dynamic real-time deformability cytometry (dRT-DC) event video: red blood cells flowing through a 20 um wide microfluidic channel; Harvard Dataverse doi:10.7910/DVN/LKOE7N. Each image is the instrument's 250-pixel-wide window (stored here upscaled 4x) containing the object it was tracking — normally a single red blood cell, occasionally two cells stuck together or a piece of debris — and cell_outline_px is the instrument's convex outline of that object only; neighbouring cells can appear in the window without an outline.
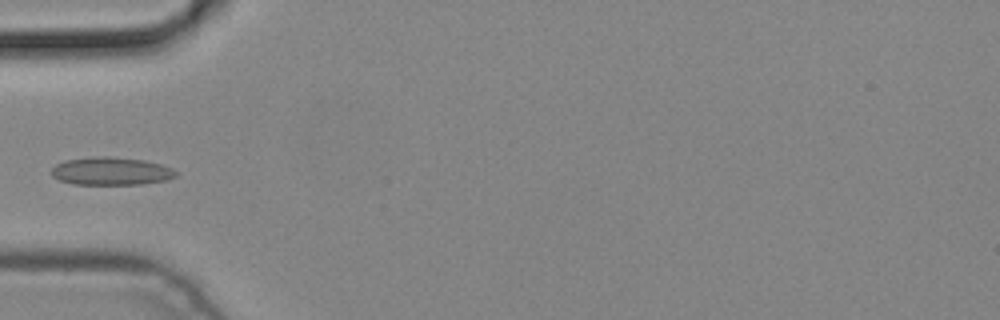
{"species": "common noctule bat (a hibernating species)", "species_latin": "Nyctalus noctula", "temperature_condition": "cold", "stored_images_in_passage": 4, "camera_frame_rate_fps": 3000, "um_per_image_px": 0.085, "animal": {"sex": "male", "body_mass_g": 19.2, "forearm_length_mm": 51.8}, "frame": {"image": 1, "passage_image": 4, "time_ms": 1.0, "image_size_px": [1000, 320], "cell_outline_px": [[176, 176], [168, 180], [140, 184], [72, 184], [60, 180], [52, 176], [48, 172], [56, 164], [64, 160], [92, 156], [112, 156], [144, 160], [160, 164], [172, 168], [176, 172]], "centroid_in_image_um": [9.4, 14.54], "position_along_channel_um": 75.6, "area_um2": 20.46}}